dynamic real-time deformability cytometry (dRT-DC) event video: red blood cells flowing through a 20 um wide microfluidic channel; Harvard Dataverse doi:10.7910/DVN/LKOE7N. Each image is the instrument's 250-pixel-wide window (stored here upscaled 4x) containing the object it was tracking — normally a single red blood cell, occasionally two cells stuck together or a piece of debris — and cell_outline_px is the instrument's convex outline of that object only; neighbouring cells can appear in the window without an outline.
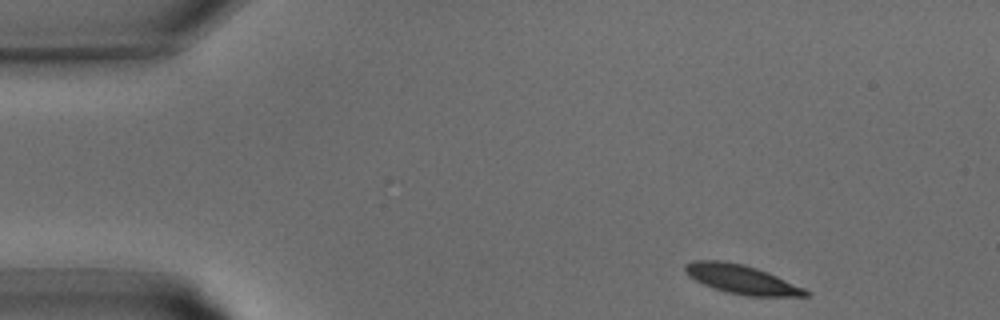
{"species": "common noctule bat (a hibernating species)", "species_latin": "Nyctalus noctula", "temperature_condition": "warm", "stored_images_in_passage": 29, "camera_frame_rate_fps": 3000, "um_per_image_px": 0.085, "animal": {"sex": "male", "body_mass_g": 15.6}, "frame": {"image": 1, "passage_image": 1, "time_ms": 0.0, "image_size_px": [1000, 320], "cell_outline_px": [[808, 292], [804, 296], [764, 296], [732, 292], [708, 284], [692, 276], [688, 272], [688, 264], [736, 264], [752, 268], [764, 272], [800, 288]], "centroid_in_image_um": [63.2, 23.82], "position_along_channel_um": 21.8, "area_um2": 16.94}}
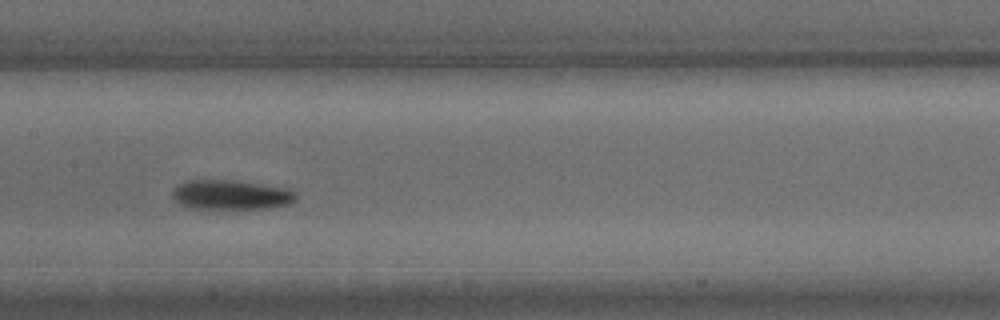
{"frame": {"image": 2, "passage_image": 13, "time_ms": 4.0, "image_size_px": [1000, 320], "cell_outline_px": [[292, 196], [288, 200], [276, 204], [196, 204], [184, 200], [176, 192], [180, 188], [188, 184], [240, 184], [288, 192]], "centroid_in_image_um": [19.65, 16.53], "position_along_channel_um": 187.7, "area_um2": 13.81}}
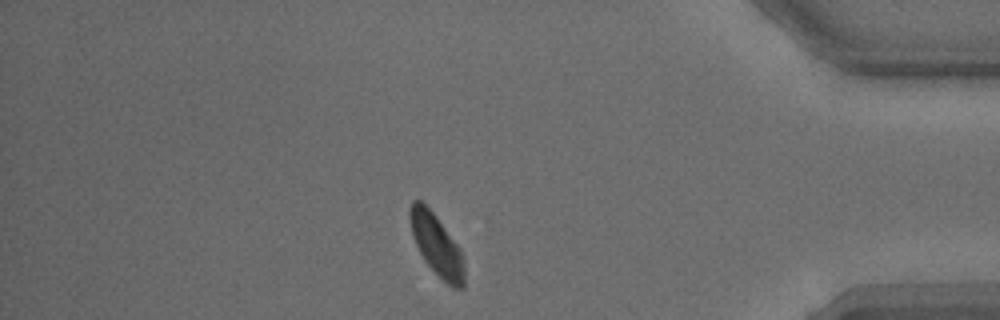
{"frame": {"image": 3, "passage_image": 25, "time_ms": 8.0, "image_size_px": [1000, 320], "cell_outline_px": [[460, 284], [452, 284], [440, 276], [432, 268], [424, 256], [412, 232], [412, 204], [416, 200], [420, 200], [428, 208], [440, 224], [456, 248], [460, 256]], "centroid_in_image_um": [37.01, 20.71], "position_along_channel_um": 398.2, "area_um2": 16.01}}